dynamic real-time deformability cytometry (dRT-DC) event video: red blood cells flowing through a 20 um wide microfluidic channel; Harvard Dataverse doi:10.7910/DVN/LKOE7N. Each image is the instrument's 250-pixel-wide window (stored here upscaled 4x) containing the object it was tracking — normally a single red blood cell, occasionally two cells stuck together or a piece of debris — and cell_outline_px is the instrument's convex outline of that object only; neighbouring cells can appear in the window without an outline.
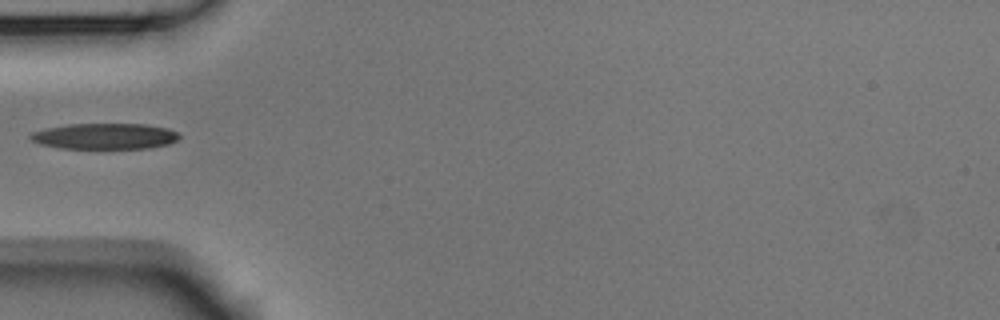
{"species": "Egyptian fruit bat (a non-hibernating species)", "species_latin": "Rousettus aegyptiacus", "temperature_condition": "room temperature", "stored_images_in_passage": 37, "camera_frame_rate_fps": 3000, "um_per_image_px": 0.085, "animal": {"sex": "male"}, "frame": {"image": 1, "passage_image": 1, "time_ms": 0.0, "image_size_px": [1000, 320], "cell_outline_px": [[180, 136], [176, 140], [168, 144], [148, 148], [60, 148], [40, 144], [32, 140], [28, 136], [32, 132], [44, 128], [68, 124], [144, 124], [168, 128], [176, 132]], "centroid_in_image_um": [8.88, 11.57], "position_along_channel_um": 76.1, "area_um2": 22.37}}
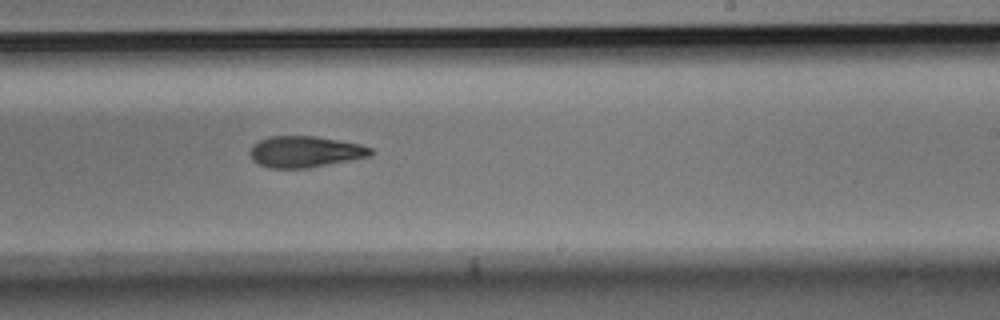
{"frame": {"image": 2, "passage_image": 16, "time_ms": 5.0, "image_size_px": [1000, 320], "cell_outline_px": [[372, 156], [308, 168], [268, 168], [252, 160], [248, 152], [252, 144], [268, 136], [316, 136], [360, 144], [372, 148]], "centroid_in_image_um": [25.9, 12.89], "position_along_channel_um": 263.1, "area_um2": 22.14}}
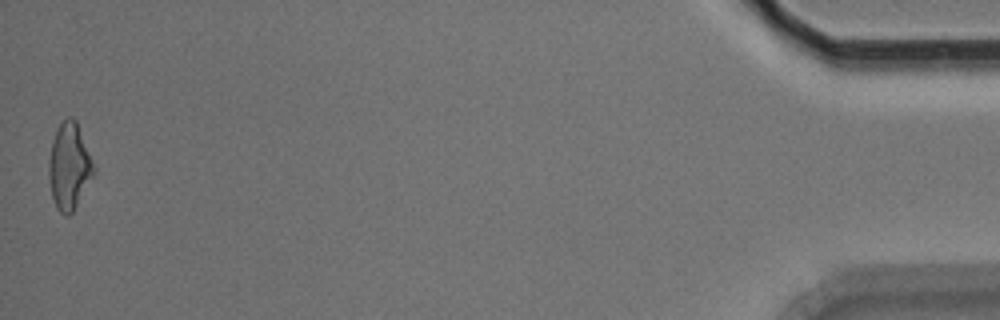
{"frame": {"image": 3, "passage_image": 37, "time_ms": 12.0, "image_size_px": [1000, 320], "cell_outline_px": [[96, 172], [72, 212], [68, 216], [64, 216], [56, 208], [52, 196], [48, 176], [48, 160], [52, 140], [56, 128], [68, 116], [72, 116], [76, 120], [96, 168]], "centroid_in_image_um": [5.88, 14.13], "position_along_channel_um": 429.3, "area_um2": 22.83}}